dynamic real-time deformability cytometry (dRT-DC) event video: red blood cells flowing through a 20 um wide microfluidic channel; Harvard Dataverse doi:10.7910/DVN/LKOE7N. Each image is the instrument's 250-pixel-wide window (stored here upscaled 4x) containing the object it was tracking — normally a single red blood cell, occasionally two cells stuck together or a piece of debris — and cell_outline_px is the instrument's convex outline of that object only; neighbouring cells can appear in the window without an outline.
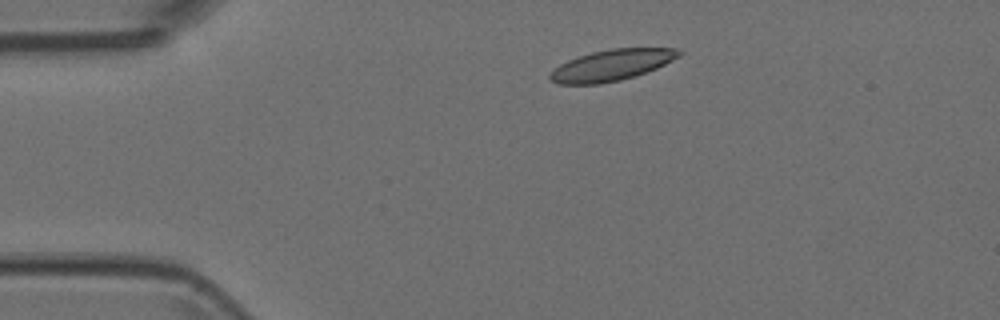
{"species": "Egyptian fruit bat (a non-hibernating species)", "species_latin": "Rousettus aegyptiacus", "temperature_condition": "room temperature", "stored_images_in_passage": 5, "camera_frame_rate_fps": 3000, "um_per_image_px": 0.085, "animal": {"sex": "female"}, "frame": {"image": 1, "passage_image": 2, "time_ms": 0.333, "image_size_px": [1000, 320], "cell_outline_px": [[684, 52], [680, 56], [656, 68], [636, 76], [620, 80], [600, 84], [556, 84], [548, 80], [548, 76], [560, 64], [568, 60], [592, 52], [612, 48], [680, 48]], "centroid_in_image_um": [52.0, 5.54], "position_along_channel_um": 33.0, "area_um2": 23.41}}
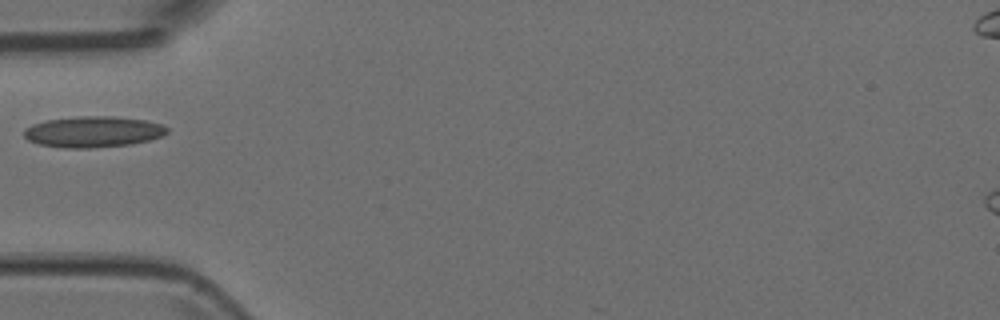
{"frame": {"image": 2, "passage_image": 4, "time_ms": 1.0, "image_size_px": [1000, 320], "cell_outline_px": [[168, 132], [160, 136], [148, 140], [132, 144], [92, 148], [64, 148], [40, 144], [28, 140], [24, 136], [24, 128], [32, 124], [48, 120], [76, 116], [116, 116], [144, 120], [160, 124], [168, 128]], "centroid_in_image_um": [7.9, 11.2], "position_along_channel_um": 77.1, "area_um2": 25.84}}